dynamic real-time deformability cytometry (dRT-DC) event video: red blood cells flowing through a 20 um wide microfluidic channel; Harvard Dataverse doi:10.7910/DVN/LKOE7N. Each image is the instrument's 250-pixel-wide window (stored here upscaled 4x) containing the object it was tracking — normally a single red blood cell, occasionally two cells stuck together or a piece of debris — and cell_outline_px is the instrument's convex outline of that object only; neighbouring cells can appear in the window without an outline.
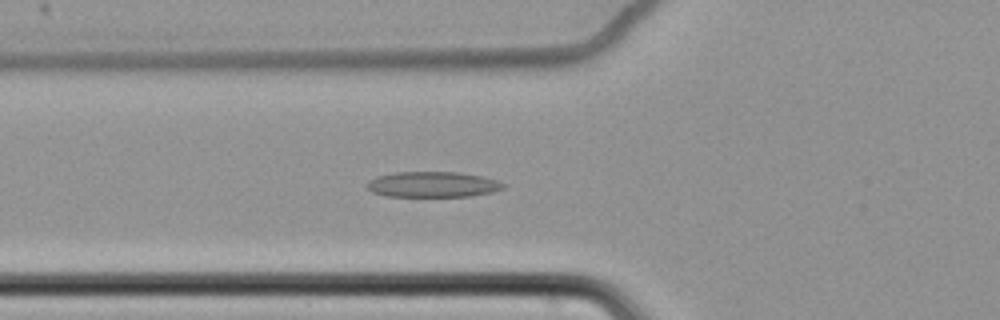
{"species": "common noctule bat (a hibernating species)", "species_latin": "Nyctalus noctula", "temperature_condition": "cold", "stored_images_in_passage": 65, "camera_frame_rate_fps": 3000, "um_per_image_px": 0.085, "animal": {"sex": "female", "body_mass_g": 22.7, "forearm_length_mm": 54.2}, "frame": {"image": 1, "passage_image": 27, "time_ms": 8.667, "image_size_px": [1000, 320], "cell_outline_px": [[508, 184], [504, 188], [492, 192], [468, 196], [384, 196], [372, 192], [368, 188], [368, 180], [376, 176], [396, 172], [460, 172], [484, 176]], "centroid_in_image_um": [36.81, 15.67], "position_along_channel_um": 89.0, "area_um2": 20.4}}
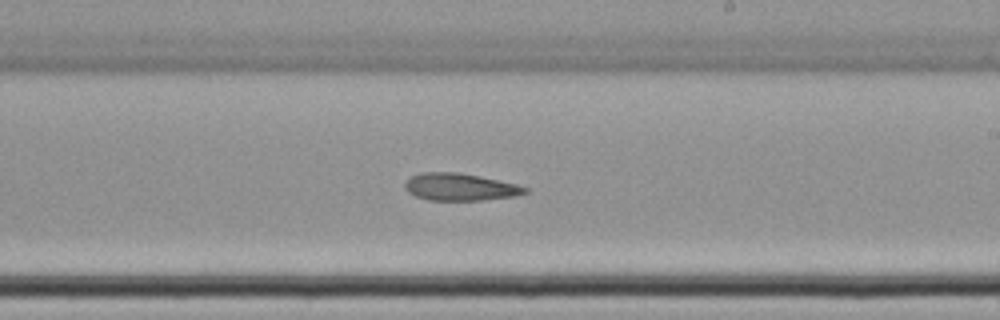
{"frame": {"image": 2, "passage_image": 41, "time_ms": 13.333, "image_size_px": [1000, 320], "cell_outline_px": [[528, 192], [516, 196], [484, 200], [428, 200], [416, 196], [408, 192], [404, 188], [404, 184], [412, 176], [420, 172], [456, 172], [480, 176], [516, 184], [528, 188]], "centroid_in_image_um": [39.1, 15.89], "position_along_channel_um": 249.9, "area_um2": 19.07}}
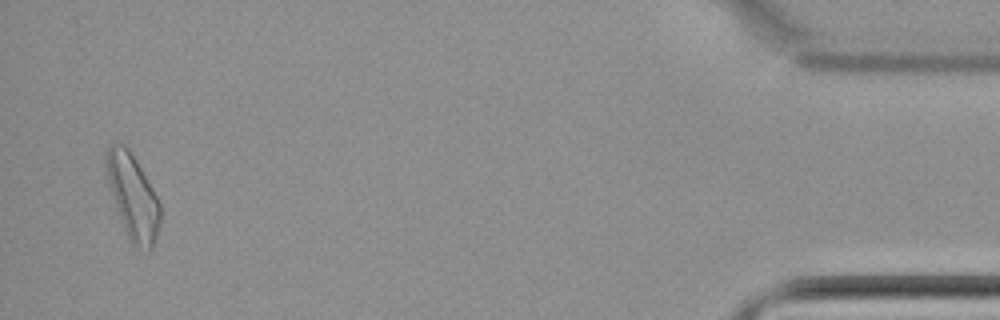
{"frame": {"image": 3, "passage_image": 63, "time_ms": 20.667, "image_size_px": [1000, 320], "cell_outline_px": [[160, 224], [152, 248], [148, 248], [132, 244], [124, 228], [108, 180], [104, 164], [104, 156], [108, 144], [124, 144], [128, 148], [152, 188], [160, 204]], "centroid_in_image_um": [11.27, 16.65], "position_along_channel_um": 423.9, "area_um2": 25.78}}